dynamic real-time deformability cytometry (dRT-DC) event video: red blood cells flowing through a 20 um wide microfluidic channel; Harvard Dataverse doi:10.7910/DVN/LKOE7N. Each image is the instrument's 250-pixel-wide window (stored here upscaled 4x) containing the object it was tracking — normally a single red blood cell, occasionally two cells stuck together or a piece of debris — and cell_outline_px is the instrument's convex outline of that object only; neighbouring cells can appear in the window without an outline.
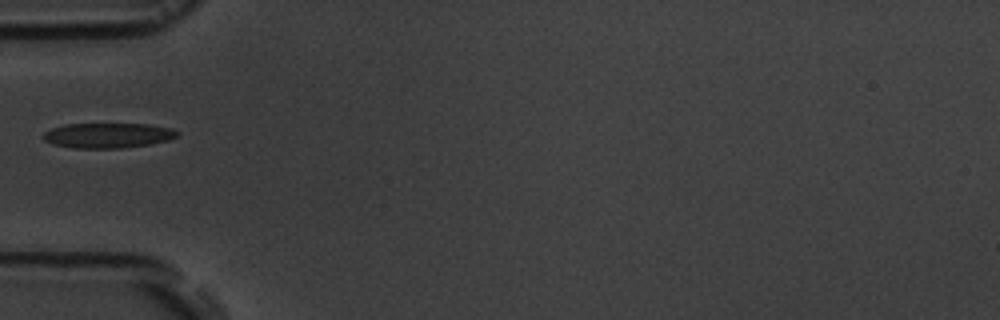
{"species": "common noctule bat (a hibernating species)", "species_latin": "Nyctalus noctula", "temperature_condition": "room temperature", "stored_images_in_passage": 5, "camera_frame_rate_fps": 3000, "um_per_image_px": 0.085, "animal": {"sex": "male", "body_mass_g": 19.5, "forearm_length_mm": 54.6}, "frame": {"image": 1, "passage_image": 5, "time_ms": 6.0, "image_size_px": [1000, 320], "cell_outline_px": [[180, 132], [176, 136], [168, 140], [148, 144], [120, 148], [72, 148], [52, 144], [44, 140], [40, 136], [44, 132], [52, 128], [64, 124], [148, 124], [172, 128]], "centroid_in_image_um": [9.12, 11.51], "position_along_channel_um": 75.9, "area_um2": 19.59}}